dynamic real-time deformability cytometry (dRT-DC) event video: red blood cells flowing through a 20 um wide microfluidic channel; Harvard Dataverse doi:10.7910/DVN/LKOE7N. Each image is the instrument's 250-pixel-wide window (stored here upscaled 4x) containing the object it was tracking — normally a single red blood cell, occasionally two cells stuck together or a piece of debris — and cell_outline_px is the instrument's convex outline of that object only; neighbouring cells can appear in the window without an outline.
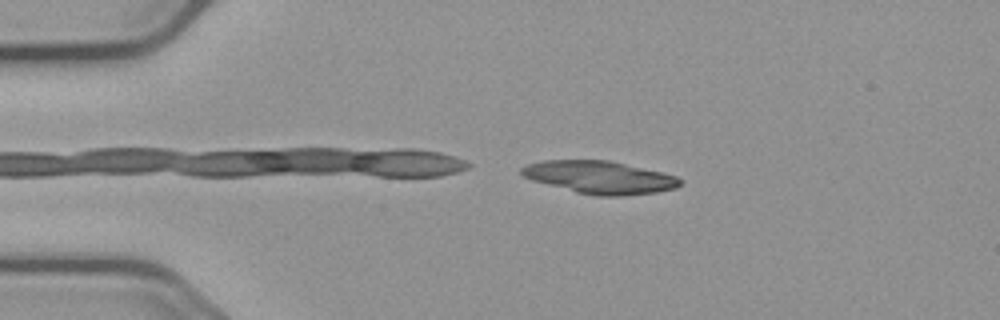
{"species": "common noctule bat (a hibernating species)", "species_latin": "Nyctalus noctula", "temperature_condition": "cold", "stored_images_in_passage": 44, "camera_frame_rate_fps": 3000, "um_per_image_px": 0.085, "animal": {"sex": "male", "body_mass_g": 23.1, "forearm_length_mm": 52.7}, "frame": {"image": 1, "passage_image": 1, "time_ms": 0.0, "image_size_px": [1000, 320], "cell_outline_px": [[680, 184], [676, 188], [656, 192], [624, 196], [596, 196], [576, 192], [532, 180], [524, 176], [520, 172], [520, 168], [528, 164], [544, 160], [608, 160], [660, 172], [676, 176], [680, 180]], "centroid_in_image_um": [50.95, 15.07], "position_along_channel_um": 34.0, "area_um2": 29.88}, "authors_computed_cell_mechanics": {"area_um2": 18.0336, "velocity_mm_per_s": 3.6898, "shape_relaxation_time_tau1_ms": 0.9867, "shape_relaxation_time_tau2_ms": null, "deformation_change_tau1": 0.2673, "deformation_change_tau2": null}}